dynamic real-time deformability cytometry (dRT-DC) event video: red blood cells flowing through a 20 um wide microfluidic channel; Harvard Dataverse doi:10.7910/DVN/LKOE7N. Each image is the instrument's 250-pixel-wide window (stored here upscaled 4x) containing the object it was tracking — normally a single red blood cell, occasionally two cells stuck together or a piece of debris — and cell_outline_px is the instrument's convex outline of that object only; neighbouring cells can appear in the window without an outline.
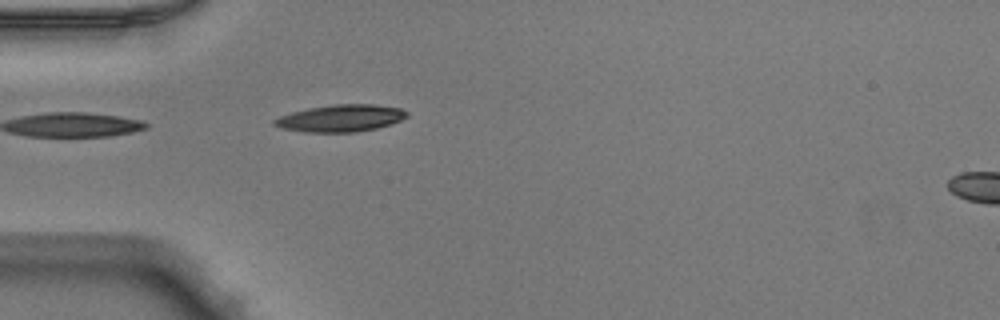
{"species": "Egyptian fruit bat (a non-hibernating species)", "species_latin": "Rousettus aegyptiacus", "temperature_condition": "warm", "stored_images_in_passage": 15, "camera_frame_rate_fps": 3000, "um_per_image_px": 0.085, "animal": {"sex": "male"}, "frame": {"image": 1, "passage_image": 1, "time_ms": 0.0, "image_size_px": [1000, 320], "cell_outline_px": [[408, 116], [400, 120], [376, 128], [356, 132], [304, 132], [280, 128], [272, 124], [272, 120], [280, 116], [292, 112], [308, 108], [336, 104], [372, 104], [400, 108], [408, 112]], "centroid_in_image_um": [28.92, 10.05], "position_along_channel_um": 56.1, "area_um2": 20.81}}
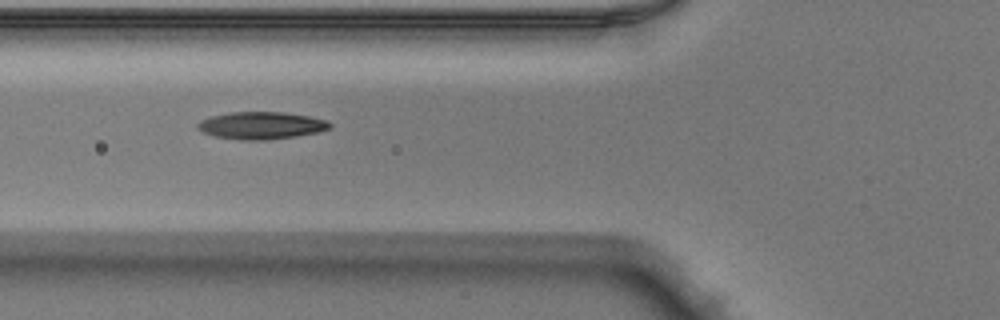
{"frame": {"image": 2, "passage_image": 5, "time_ms": 1.333, "image_size_px": [1000, 320], "cell_outline_px": [[332, 128], [320, 132], [296, 136], [268, 140], [240, 140], [212, 136], [196, 128], [196, 124], [200, 120], [212, 116], [228, 112], [284, 112], [308, 116], [328, 120], [332, 124]], "centroid_in_image_um": [22.22, 10.67], "position_along_channel_um": 103.6, "area_um2": 21.33}}